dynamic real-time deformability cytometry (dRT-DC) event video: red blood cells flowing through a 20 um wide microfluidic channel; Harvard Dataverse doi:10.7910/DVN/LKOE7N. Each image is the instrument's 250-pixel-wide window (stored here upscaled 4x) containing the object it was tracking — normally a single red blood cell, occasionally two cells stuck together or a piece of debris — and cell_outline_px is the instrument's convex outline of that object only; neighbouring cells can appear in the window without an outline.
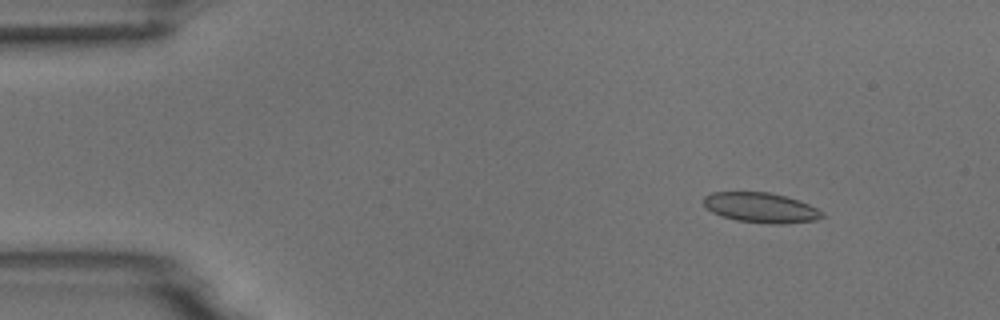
{"species": "common noctule bat (a hibernating species)", "species_latin": "Nyctalus noctula", "temperature_condition": "room temperature", "stored_images_in_passage": 6, "camera_frame_rate_fps": 3000, "um_per_image_px": 0.085, "animal": {"sex": "male", "body_mass_g": 18.8}, "frame": {"image": 1, "passage_image": 2, "time_ms": 1.0, "image_size_px": [1000, 320], "cell_outline_px": [[824, 216], [816, 220], [780, 224], [768, 224], [736, 220], [720, 216], [712, 212], [704, 204], [704, 196], [712, 192], [768, 192], [800, 200], [824, 212]], "centroid_in_image_um": [64.68, 17.65], "position_along_channel_um": 20.3, "area_um2": 20.75}}
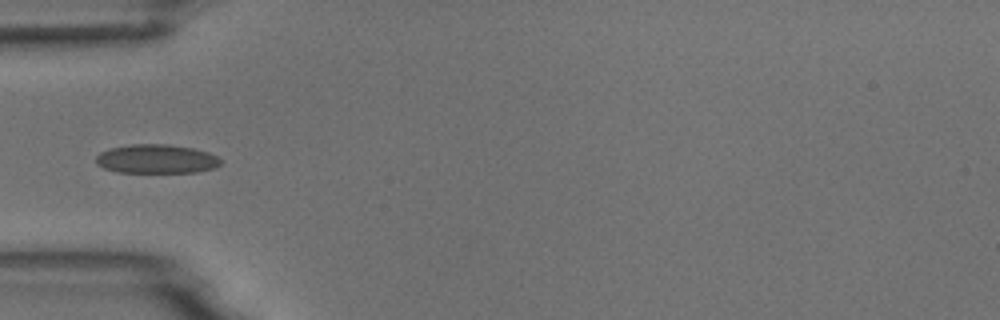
{"frame": {"image": 2, "passage_image": 5, "time_ms": 4.667, "image_size_px": [1000, 320], "cell_outline_px": [[220, 164], [216, 168], [196, 172], [116, 172], [104, 168], [96, 164], [96, 156], [100, 152], [112, 148], [132, 144], [168, 144], [192, 148], [208, 152], [216, 156], [220, 160]], "centroid_in_image_um": [13.29, 13.51], "position_along_channel_um": 71.7, "area_um2": 20.98}}